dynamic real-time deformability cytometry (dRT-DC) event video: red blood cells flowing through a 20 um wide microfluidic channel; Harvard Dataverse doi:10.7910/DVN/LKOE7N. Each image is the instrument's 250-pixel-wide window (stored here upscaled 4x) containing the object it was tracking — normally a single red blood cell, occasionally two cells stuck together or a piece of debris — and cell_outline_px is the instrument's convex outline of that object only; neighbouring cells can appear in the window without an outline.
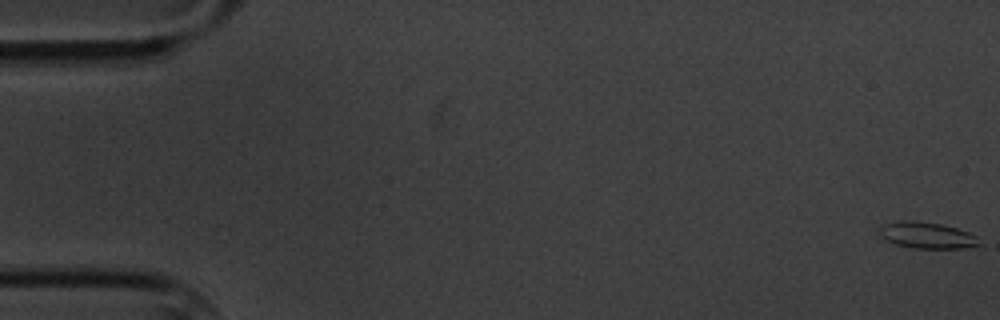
{"species": "common noctule bat (a hibernating species)", "species_latin": "Nyctalus noctula", "temperature_condition": "cold", "stored_images_in_passage": 6, "camera_frame_rate_fps": 3000, "um_per_image_px": 0.085, "animal": {"sex": "male", "body_mass_g": 20.1, "forearm_length_mm": 53.5}, "frame": {"image": 1, "passage_image": 1, "time_ms": 0.0, "image_size_px": [1000, 320], "cell_outline_px": [[980, 244], [964, 248], [912, 248], [896, 244], [880, 236], [880, 228], [884, 224], [900, 220], [912, 220], [940, 224], [956, 228], [968, 232], [976, 236]], "centroid_in_image_um": [78.77, 19.99], "position_along_channel_um": 6.2, "area_um2": 15.09}}